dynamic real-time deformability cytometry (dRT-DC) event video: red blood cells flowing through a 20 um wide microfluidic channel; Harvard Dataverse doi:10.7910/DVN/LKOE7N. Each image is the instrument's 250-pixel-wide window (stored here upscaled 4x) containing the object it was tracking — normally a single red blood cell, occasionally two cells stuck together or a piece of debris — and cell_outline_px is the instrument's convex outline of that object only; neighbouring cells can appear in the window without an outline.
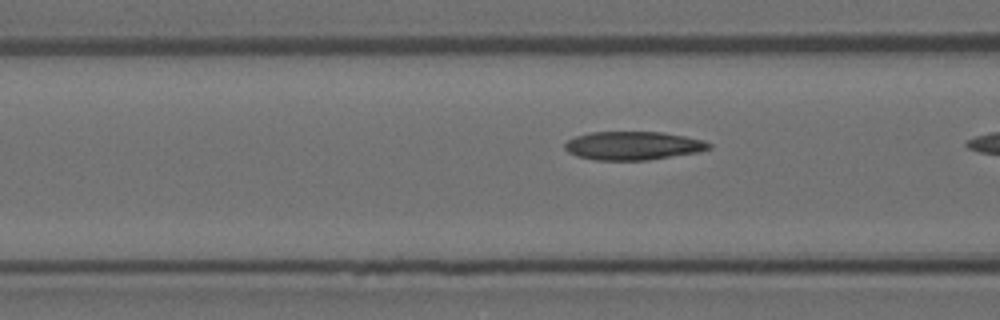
{"species": "Egyptian fruit bat (a non-hibernating species)", "species_latin": "Rousettus aegyptiacus", "temperature_condition": "room temperature", "stored_images_in_passage": 20, "camera_frame_rate_fps": 3000, "um_per_image_px": 0.085, "animal": {"sex": "female"}, "frame": {"image": 1, "passage_image": 17, "time_ms": 5.333, "image_size_px": [1000, 320], "cell_outline_px": [[712, 148], [696, 152], [648, 160], [596, 160], [576, 156], [568, 152], [564, 148], [564, 144], [568, 140], [576, 136], [592, 132], [664, 132], [704, 140], [712, 144]], "centroid_in_image_um": [53.8, 12.38], "position_along_channel_um": 112.8, "area_um2": 23.87}}